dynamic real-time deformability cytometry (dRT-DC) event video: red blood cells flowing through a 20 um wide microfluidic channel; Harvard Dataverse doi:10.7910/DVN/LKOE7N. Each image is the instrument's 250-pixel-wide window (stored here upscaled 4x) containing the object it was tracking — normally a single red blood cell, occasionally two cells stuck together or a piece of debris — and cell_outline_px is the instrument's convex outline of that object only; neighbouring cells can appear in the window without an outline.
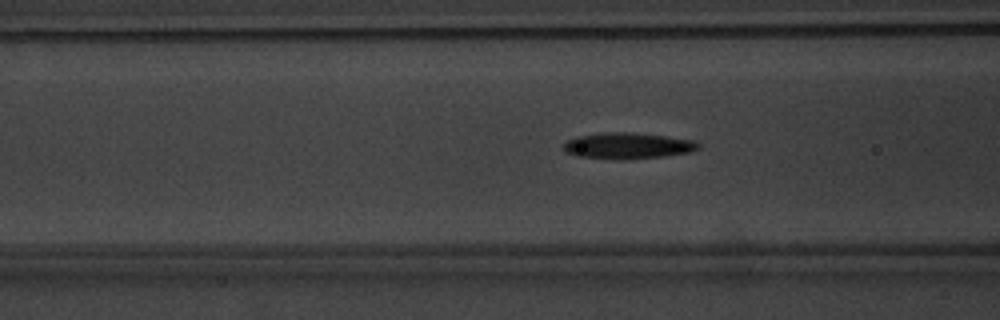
{"species": "common noctule bat (a hibernating species)", "species_latin": "Nyctalus noctula", "temperature_condition": "warm", "stored_images_in_passage": 37, "camera_frame_rate_fps": 3000, "um_per_image_px": 0.085, "animal": {"sex": "male", "body_mass_g": 20.1, "forearm_length_mm": 53.5}, "frame": {"image": 1, "passage_image": 5, "time_ms": 1.333, "image_size_px": [1000, 320], "cell_outline_px": [[700, 148], [688, 152], [664, 156], [576, 156], [564, 152], [564, 144], [568, 140], [576, 136], [604, 132], [632, 132], [696, 140], [700, 144]], "centroid_in_image_um": [53.38, 12.32], "position_along_channel_um": 113.2, "area_um2": 19.36}}
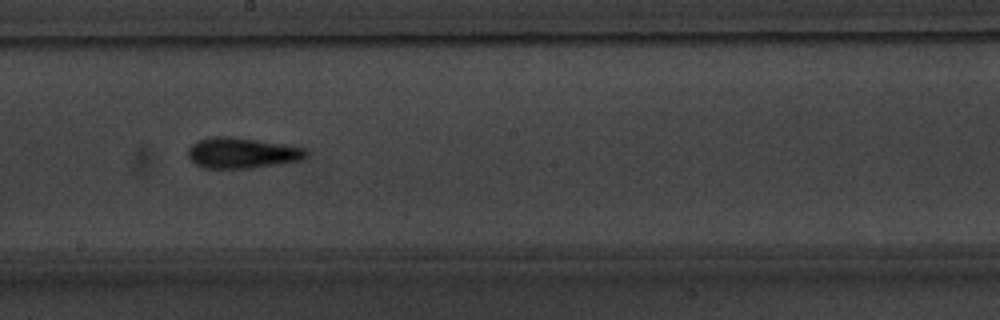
{"frame": {"image": 2, "passage_image": 14, "time_ms": 4.333, "image_size_px": [1000, 320], "cell_outline_px": [[308, 156], [300, 160], [280, 164], [252, 168], [204, 168], [196, 164], [188, 156], [188, 148], [196, 140], [208, 136], [228, 136], [284, 144], [304, 148], [308, 152]], "centroid_in_image_um": [20.55, 12.99], "position_along_channel_um": 227.6, "area_um2": 21.21}}
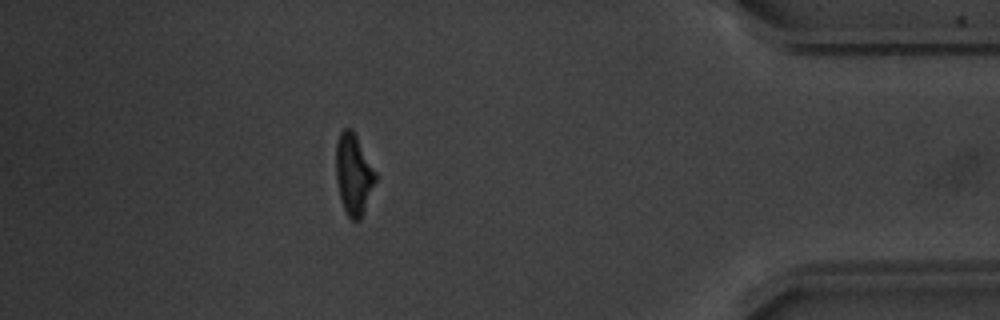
{"frame": {"image": 3, "passage_image": 31, "time_ms": 10.0, "image_size_px": [1000, 320], "cell_outline_px": [[376, 180], [360, 220], [352, 220], [348, 216], [340, 200], [336, 180], [336, 144], [340, 132], [344, 128], [352, 128], [376, 172]], "centroid_in_image_um": [30.04, 14.8], "position_along_channel_um": 405.2, "area_um2": 18.5}, "authors_computed_cell_mechanics": {"area_um2": 19.363, "velocity_mm_per_s": 3.806, "shape_relaxation_time_tau1_ms": 4.3421, "shape_relaxation_time_tau2_ms": 6.0517, "deformation_change_tau1": 0.1736, "deformation_change_tau2": 0.1779}}